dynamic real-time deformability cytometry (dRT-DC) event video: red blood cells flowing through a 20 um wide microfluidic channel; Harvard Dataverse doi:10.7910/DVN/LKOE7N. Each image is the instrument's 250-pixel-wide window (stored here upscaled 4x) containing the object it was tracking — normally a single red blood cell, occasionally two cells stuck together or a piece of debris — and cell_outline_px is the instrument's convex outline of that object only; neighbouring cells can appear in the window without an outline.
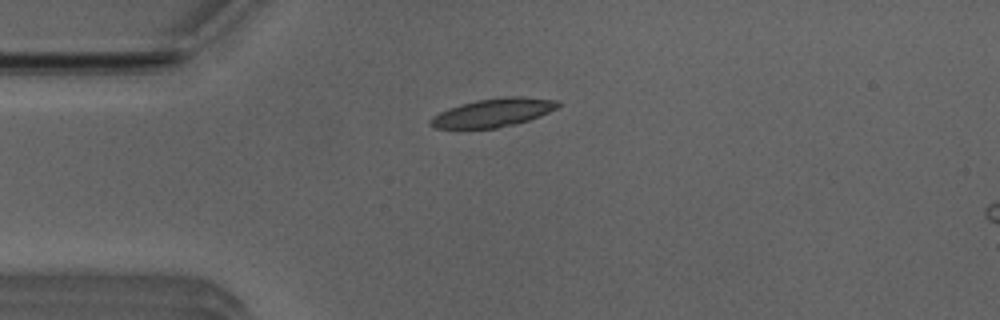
{"species": "Egyptian fruit bat (a non-hibernating species)", "species_latin": "Rousettus aegyptiacus", "temperature_condition": "room temperature", "stored_images_in_passage": 33, "camera_frame_rate_fps": 3000, "um_per_image_px": 0.085, "animal": {"sex": "male"}, "frame": {"image": 1, "passage_image": 3, "time_ms": 0.667, "image_size_px": [1000, 320], "cell_outline_px": [[560, 104], [556, 108], [540, 116], [516, 124], [496, 128], [436, 128], [428, 124], [432, 116], [448, 108], [460, 104], [476, 100], [504, 96], [520, 96], [560, 100]], "centroid_in_image_um": [41.92, 9.56], "position_along_channel_um": 43.1, "area_um2": 21.15}}
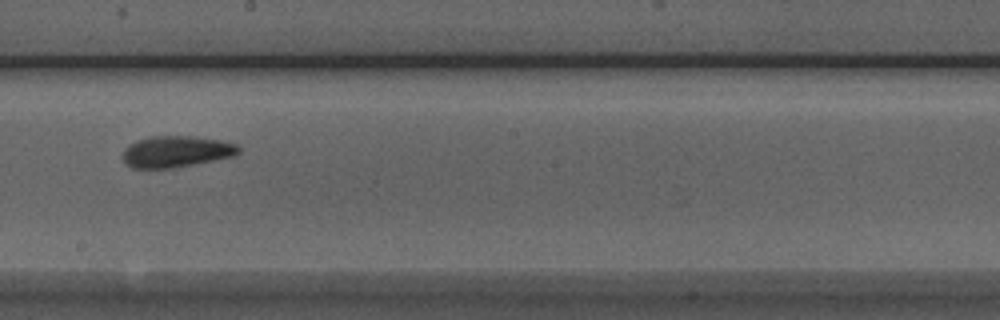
{"frame": {"image": 2, "passage_image": 19, "time_ms": 6.0, "image_size_px": [1000, 320], "cell_outline_px": [[240, 152], [232, 156], [176, 168], [132, 168], [124, 160], [124, 148], [128, 144], [136, 140], [152, 136], [192, 136], [220, 140], [236, 144], [240, 148]], "centroid_in_image_um": [14.97, 12.88], "position_along_channel_um": 233.2, "area_um2": 21.1}}
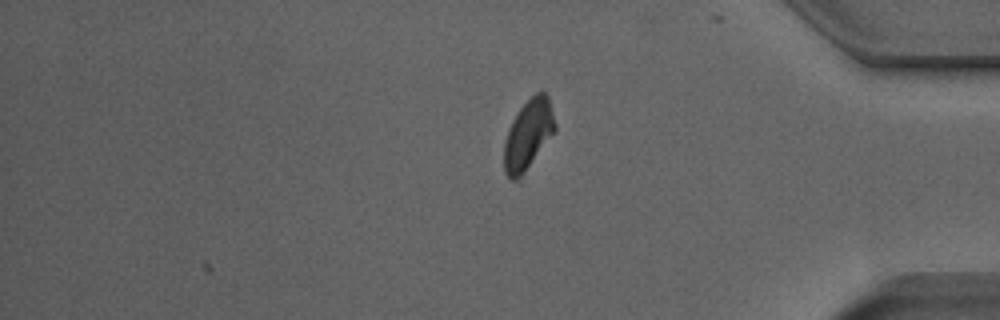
{"frame": {"image": 3, "passage_image": 33, "time_ms": 10.667, "image_size_px": [1000, 320], "cell_outline_px": [[556, 132], [520, 176], [516, 180], [512, 180], [504, 172], [504, 140], [508, 128], [512, 120], [520, 108], [536, 92], [544, 92], [548, 96], [556, 124]], "centroid_in_image_um": [44.9, 11.42], "position_along_channel_um": 390.3, "area_um2": 20.58}, "authors_computed_cell_mechanics": {"area_um2": 20.9814, "velocity_mm_per_s": 3.9265, "shape_relaxation_time_tau1_ms": 4.1964, "shape_relaxation_time_tau2_ms": 2.5755, "deformation_change_tau1": 0.1203, "deformation_change_tau2": 0.0742}}